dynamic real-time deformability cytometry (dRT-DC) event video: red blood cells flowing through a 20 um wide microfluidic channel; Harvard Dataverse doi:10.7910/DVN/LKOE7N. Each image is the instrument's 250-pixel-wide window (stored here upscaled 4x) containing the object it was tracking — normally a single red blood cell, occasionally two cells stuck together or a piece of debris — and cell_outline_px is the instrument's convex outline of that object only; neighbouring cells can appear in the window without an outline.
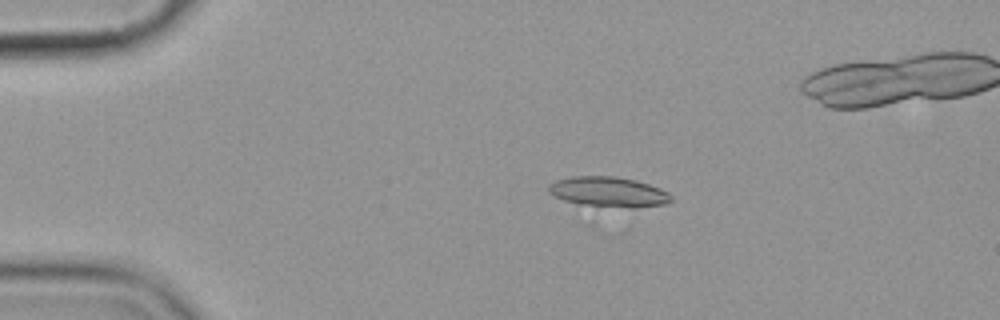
{"species": "common noctule bat (a hibernating species)", "species_latin": "Nyctalus noctula", "temperature_condition": "cold", "stored_images_in_passage": 5, "camera_frame_rate_fps": 3000, "um_per_image_px": 0.085, "animal": {"sex": "female", "body_mass_g": 19.9}, "frame": {"image": 1, "passage_image": 3, "time_ms": 2.0, "image_size_px": [1000, 320], "cell_outline_px": [[672, 200], [664, 204], [636, 208], [592, 208], [576, 204], [564, 200], [548, 192], [548, 184], [556, 180], [572, 176], [616, 176], [636, 180], [660, 188], [668, 192], [672, 196]], "centroid_in_image_um": [51.7, 16.34], "position_along_channel_um": 33.3, "area_um2": 22.2}}